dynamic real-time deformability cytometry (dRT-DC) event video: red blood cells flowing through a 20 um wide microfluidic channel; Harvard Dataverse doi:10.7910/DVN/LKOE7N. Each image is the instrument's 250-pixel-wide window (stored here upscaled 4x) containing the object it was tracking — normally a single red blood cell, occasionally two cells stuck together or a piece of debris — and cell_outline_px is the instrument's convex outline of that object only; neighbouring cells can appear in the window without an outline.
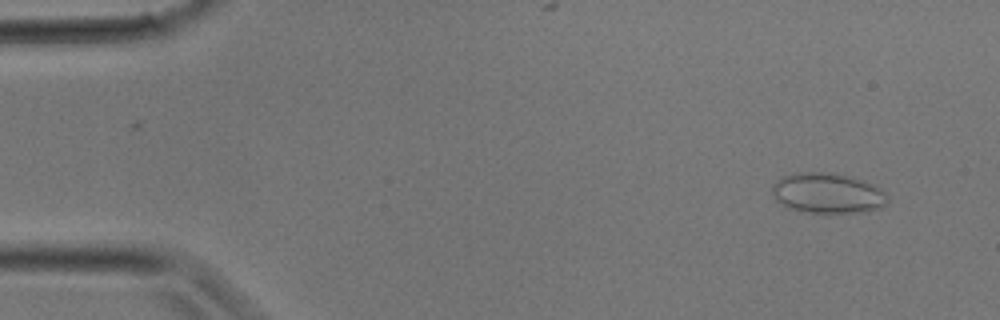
{"species": "common noctule bat (a hibernating species)", "species_latin": "Nyctalus noctula", "temperature_condition": "room temperature", "stored_images_in_passage": 30, "camera_frame_rate_fps": 3000, "um_per_image_px": 0.085, "animal": {"sex": "male", "body_mass_g": 17.9}, "frame": {"image": 1, "passage_image": 2, "time_ms": 0.333, "image_size_px": [1000, 320], "cell_outline_px": [[888, 200], [884, 208], [868, 212], [800, 212], [788, 208], [776, 200], [772, 192], [772, 184], [776, 180], [784, 176], [796, 172], [820, 172], [844, 176], [876, 184], [888, 196]], "centroid_in_image_um": [70.36, 16.44], "position_along_channel_um": 14.6, "area_um2": 27.17}}
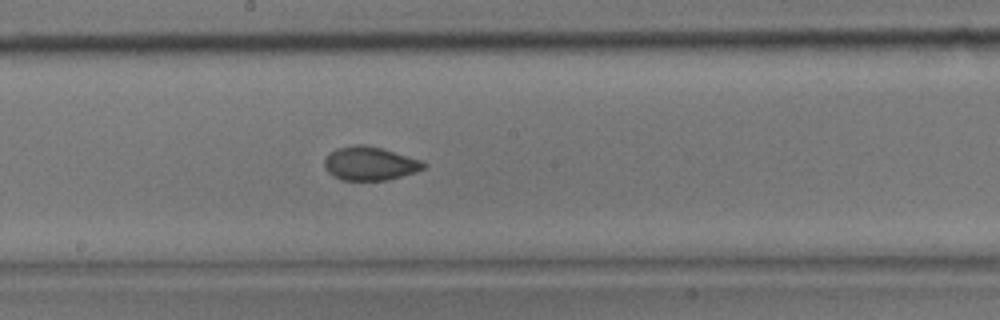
{"frame": {"image": 2, "passage_image": 16, "time_ms": 5.0, "image_size_px": [1000, 320], "cell_outline_px": [[428, 164], [424, 168], [416, 172], [384, 180], [340, 180], [328, 172], [324, 168], [324, 160], [336, 148], [356, 144], [364, 144], [380, 148], [420, 160]], "centroid_in_image_um": [31.41, 13.9], "position_along_channel_um": 216.8, "area_um2": 19.19}}
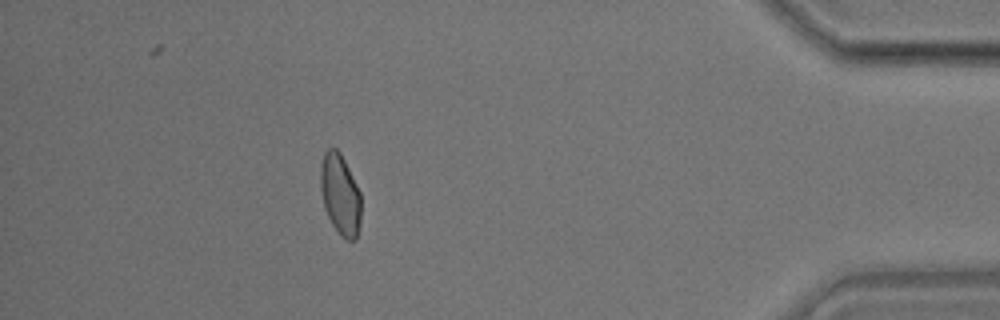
{"frame": {"image": 3, "passage_image": 27, "time_ms": 8.667, "image_size_px": [1000, 320], "cell_outline_px": [[360, 224], [356, 240], [344, 240], [340, 236], [332, 224], [324, 208], [320, 188], [320, 164], [324, 152], [328, 148], [336, 148], [340, 152], [360, 192]], "centroid_in_image_um": [28.9, 16.55], "position_along_channel_um": 406.3, "area_um2": 19.25}}